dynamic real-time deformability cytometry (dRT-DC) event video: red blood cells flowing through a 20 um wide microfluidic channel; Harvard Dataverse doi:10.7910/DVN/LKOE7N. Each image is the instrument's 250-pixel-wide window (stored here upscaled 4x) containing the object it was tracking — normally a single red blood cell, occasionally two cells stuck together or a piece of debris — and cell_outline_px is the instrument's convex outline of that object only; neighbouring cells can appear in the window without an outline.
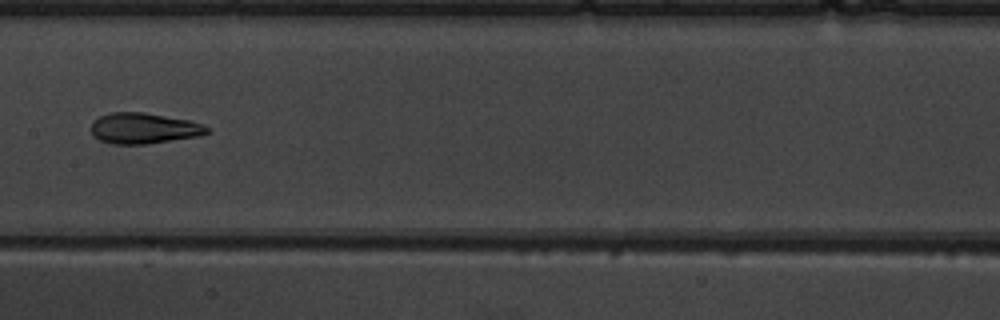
{"species": "common noctule bat (a hibernating species)", "species_latin": "Nyctalus noctula", "temperature_condition": "warm", "stored_images_in_passage": 9, "camera_frame_rate_fps": 3000, "um_per_image_px": 0.085, "animal": {"sex": "male", "body_mass_g": 19.5, "forearm_length_mm": 54.6}, "frame": {"image": 1, "passage_image": 9, "time_ms": 9.0, "image_size_px": [1000, 320], "cell_outline_px": [[208, 132], [200, 136], [144, 144], [112, 144], [100, 140], [92, 136], [92, 120], [100, 116], [112, 112], [144, 112], [188, 120], [204, 124], [208, 128]], "centroid_in_image_um": [12.2, 10.9], "position_along_channel_um": 195.2, "area_um2": 20.75}}